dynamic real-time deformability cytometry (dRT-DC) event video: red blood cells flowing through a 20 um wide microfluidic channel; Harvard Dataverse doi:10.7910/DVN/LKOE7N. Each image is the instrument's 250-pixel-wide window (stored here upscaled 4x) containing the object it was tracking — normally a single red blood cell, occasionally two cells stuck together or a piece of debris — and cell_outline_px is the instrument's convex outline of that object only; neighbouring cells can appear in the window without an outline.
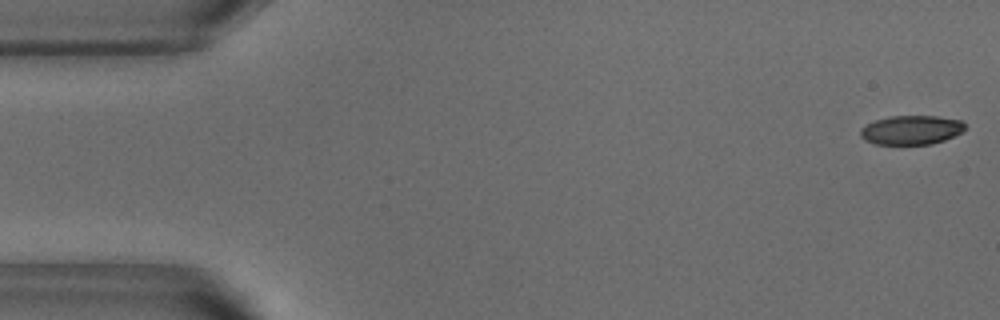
{"species": "common noctule bat (a hibernating species)", "species_latin": "Nyctalus noctula", "temperature_condition": "warm", "stored_images_in_passage": 18, "camera_frame_rate_fps": 3000, "um_per_image_px": 0.085, "animal": {"sex": "male", "body_mass_g": 18.8}, "frame": {"image": 1, "passage_image": 1, "time_ms": 0.0, "image_size_px": [1000, 320], "cell_outline_px": [[964, 128], [960, 132], [944, 140], [932, 144], [876, 144], [864, 140], [860, 136], [860, 128], [876, 120], [892, 116], [936, 116], [960, 120], [964, 124]], "centroid_in_image_um": [77.42, 11.05], "position_along_channel_um": 7.6, "area_um2": 17.51}}
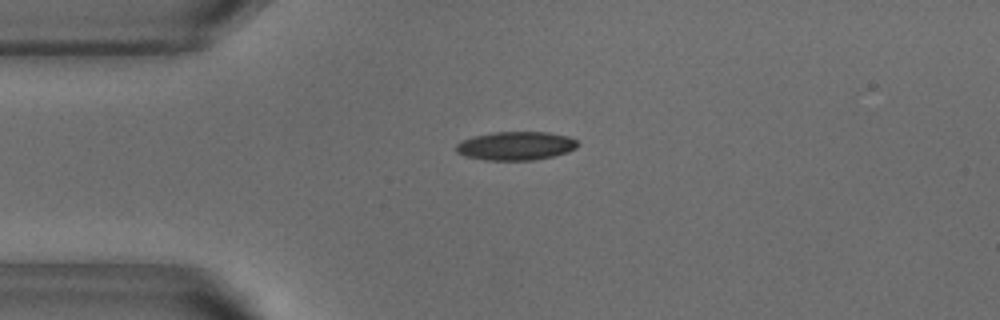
{"frame": {"image": 2, "passage_image": 12, "time_ms": 3.667, "image_size_px": [1000, 320], "cell_outline_px": [[580, 144], [576, 148], [568, 152], [552, 156], [532, 160], [484, 160], [464, 156], [456, 152], [456, 144], [472, 136], [492, 132], [548, 132], [568, 136], [576, 140]], "centroid_in_image_um": [43.84, 12.39], "position_along_channel_um": 41.2, "area_um2": 20.35}}
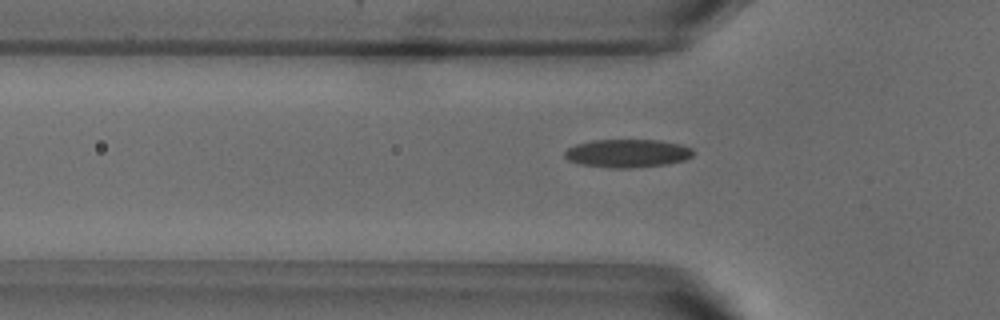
{"frame": {"image": 3, "passage_image": 16, "time_ms": 5.0, "image_size_px": [1000, 320], "cell_outline_px": [[692, 156], [684, 160], [668, 164], [632, 168], [608, 168], [580, 164], [568, 160], [564, 156], [564, 152], [568, 148], [576, 144], [592, 140], [660, 140], [680, 144], [692, 148]], "centroid_in_image_um": [53.31, 13.03], "position_along_channel_um": 72.5, "area_um2": 21.21}}